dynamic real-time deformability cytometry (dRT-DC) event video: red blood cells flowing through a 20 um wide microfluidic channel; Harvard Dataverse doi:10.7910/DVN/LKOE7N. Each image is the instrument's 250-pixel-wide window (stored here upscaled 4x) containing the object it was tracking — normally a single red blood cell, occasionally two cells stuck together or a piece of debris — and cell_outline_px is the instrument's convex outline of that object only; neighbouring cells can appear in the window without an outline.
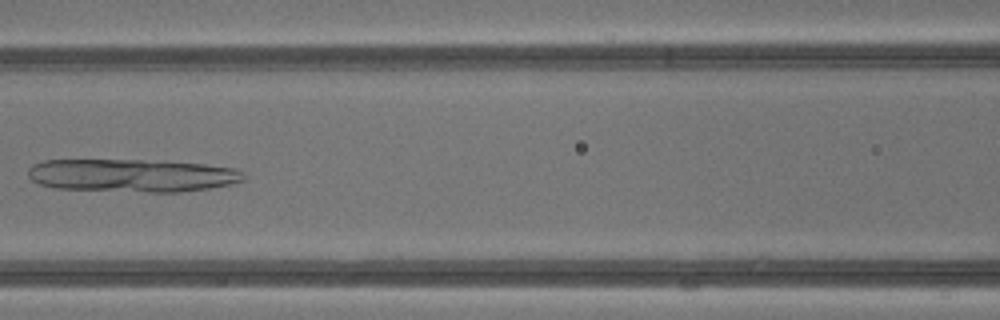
{"species": "common noctule bat (a hibernating species)", "species_latin": "Nyctalus noctula", "temperature_condition": "warm", "stored_images_in_passage": 41, "camera_frame_rate_fps": 3000, "um_per_image_px": 0.085, "animal": {"sex": "male", "body_mass_g": 13.3}, "frame": {"image": 1, "passage_image": 18, "time_ms": 5.667, "image_size_px": [1000, 320], "cell_outline_px": [[244, 180], [228, 184], [208, 188], [180, 192], [148, 192], [56, 188], [40, 184], [32, 180], [28, 176], [28, 168], [32, 164], [44, 160], [140, 160], [204, 164], [236, 168], [244, 172]], "centroid_in_image_um": [11.21, 14.91], "position_along_channel_um": 155.4, "area_um2": 41.27}}
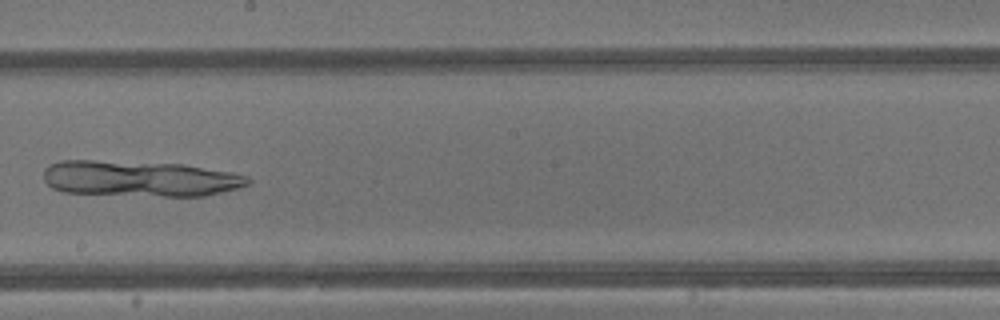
{"frame": {"image": 2, "passage_image": 23, "time_ms": 7.333, "image_size_px": [1000, 320], "cell_outline_px": [[252, 180], [248, 184], [236, 188], [204, 196], [164, 196], [64, 192], [52, 188], [44, 180], [44, 168], [48, 164], [60, 160], [92, 160], [184, 164], [228, 172], [248, 176]], "centroid_in_image_um": [11.84, 15.17], "position_along_channel_um": 236.4, "area_um2": 42.48}}
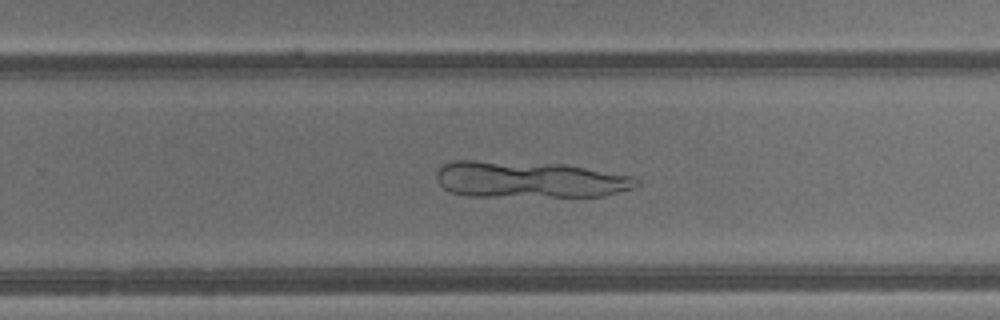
{"frame": {"image": 3, "passage_image": 26, "time_ms": 8.333, "image_size_px": [1000, 320], "cell_outline_px": [[640, 184], [632, 188], [604, 196], [468, 196], [452, 192], [444, 188], [436, 180], [436, 172], [444, 164], [456, 160], [476, 160], [564, 164], [632, 176], [640, 180]], "centroid_in_image_um": [44.99, 15.26], "position_along_channel_um": 284.8, "area_um2": 42.54}}